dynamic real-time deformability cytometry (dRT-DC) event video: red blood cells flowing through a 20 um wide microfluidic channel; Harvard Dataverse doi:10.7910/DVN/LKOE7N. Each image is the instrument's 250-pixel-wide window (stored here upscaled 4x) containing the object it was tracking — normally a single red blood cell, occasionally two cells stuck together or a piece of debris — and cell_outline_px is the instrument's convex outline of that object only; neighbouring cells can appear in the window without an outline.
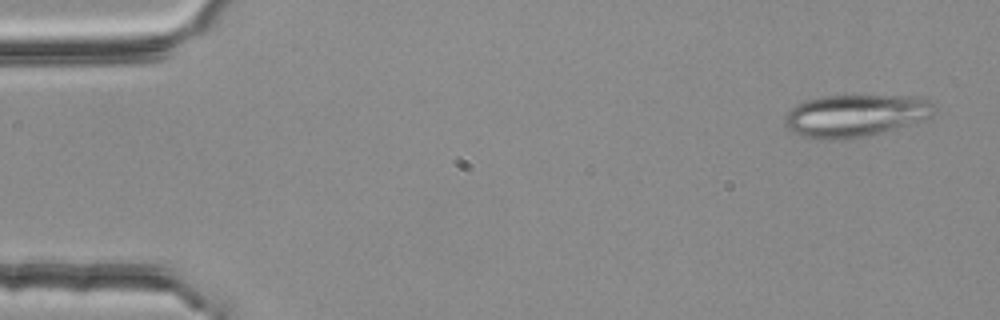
{"species": "common noctule bat (a hibernating species)", "species_latin": "Nyctalus noctula", "temperature_condition": "room temperature", "stored_images_in_passage": 11, "camera_frame_rate_fps": 3000, "um_per_image_px": 0.085, "animal": {"sex": "female", "body_mass_g": 25.1}, "frame": {"image": 1, "passage_image": 2, "time_ms": 0.333, "image_size_px": [1000, 320], "cell_outline_px": [[936, 112], [932, 116], [924, 120], [880, 132], [848, 140], [816, 140], [800, 136], [792, 132], [784, 124], [784, 116], [796, 104], [820, 96], [916, 96], [928, 100], [936, 104]], "centroid_in_image_um": [72.69, 9.84], "position_along_channel_um": 12.3, "area_um2": 37.22}}